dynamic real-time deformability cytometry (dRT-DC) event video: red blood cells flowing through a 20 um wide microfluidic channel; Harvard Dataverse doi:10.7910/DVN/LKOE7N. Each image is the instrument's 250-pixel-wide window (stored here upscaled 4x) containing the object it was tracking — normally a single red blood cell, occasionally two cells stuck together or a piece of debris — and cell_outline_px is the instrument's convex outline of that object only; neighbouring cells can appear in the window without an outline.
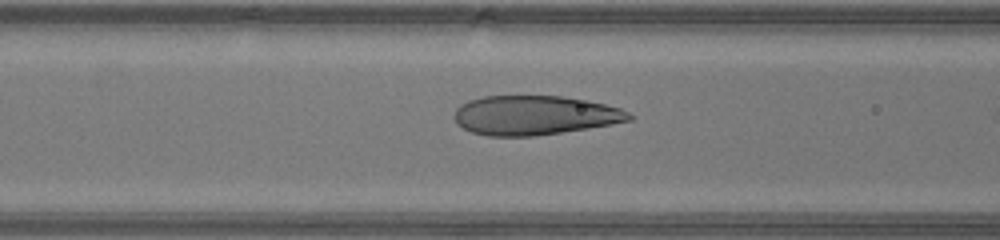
{"species": "human", "species_latin": "Homo sapiens", "temperature_condition": "warm", "stored_images_in_passage": 12, "camera_frame_rate_fps": 3000, "um_per_image_px": 0.085, "donor": {"sex": "male"}, "frame": {"image": 1, "passage_image": 10, "time_ms": 3.0, "image_size_px": [1000, 240], "cell_outline_px": [[636, 116], [632, 120], [612, 124], [588, 128], [532, 136], [488, 136], [472, 132], [456, 124], [452, 116], [456, 108], [460, 104], [468, 100], [484, 96], [560, 96], [588, 100], [620, 108]], "centroid_in_image_um": [45.42, 9.79], "position_along_channel_um": 121.2, "area_um2": 40.23}}